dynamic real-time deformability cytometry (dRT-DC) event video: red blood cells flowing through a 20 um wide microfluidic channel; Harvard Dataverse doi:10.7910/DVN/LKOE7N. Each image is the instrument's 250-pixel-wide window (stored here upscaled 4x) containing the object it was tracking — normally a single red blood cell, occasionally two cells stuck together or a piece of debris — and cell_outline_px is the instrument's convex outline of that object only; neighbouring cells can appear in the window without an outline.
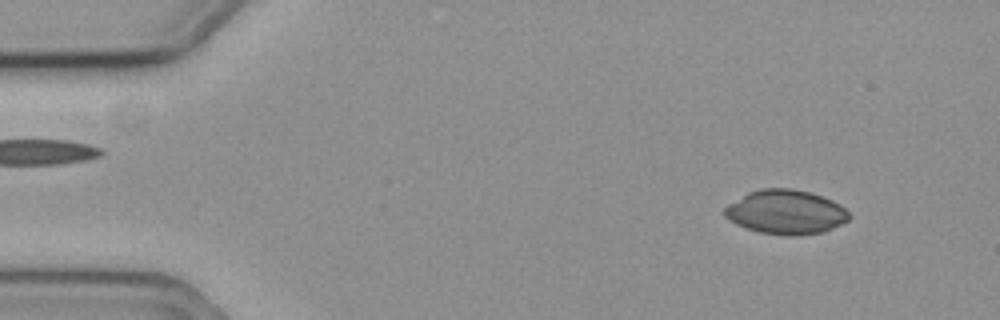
{"species": "common noctule bat (a hibernating species)", "species_latin": "Nyctalus noctula", "temperature_condition": "cold", "stored_images_in_passage": 58, "camera_frame_rate_fps": 3000, "um_per_image_px": 0.085, "animal": {"sex": "female", "body_mass_g": 19.3, "forearm_length_mm": 54.1}, "frame": {"image": 1, "passage_image": 6, "time_ms": 1.667, "image_size_px": [1000, 320], "cell_outline_px": [[852, 216], [848, 220], [824, 232], [796, 236], [788, 236], [760, 232], [736, 224], [728, 220], [724, 216], [724, 208], [728, 204], [748, 192], [764, 188], [792, 188], [812, 192], [832, 200], [840, 204]], "centroid_in_image_um": [66.8, 18.02], "position_along_channel_um": 18.2, "area_um2": 32.25}}
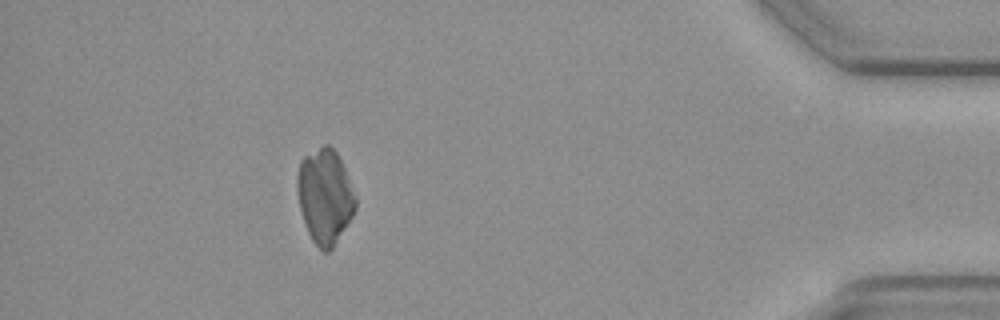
{"frame": {"image": 2, "passage_image": 52, "time_ms": 17.0, "image_size_px": [1000, 320], "cell_outline_px": [[356, 208], [352, 216], [332, 248], [328, 252], [324, 252], [312, 240], [308, 232], [300, 208], [296, 188], [296, 176], [300, 160], [304, 156], [324, 144], [328, 144], [336, 152], [344, 168], [356, 196]], "centroid_in_image_um": [27.6, 16.66], "position_along_channel_um": 407.6, "area_um2": 31.91}}